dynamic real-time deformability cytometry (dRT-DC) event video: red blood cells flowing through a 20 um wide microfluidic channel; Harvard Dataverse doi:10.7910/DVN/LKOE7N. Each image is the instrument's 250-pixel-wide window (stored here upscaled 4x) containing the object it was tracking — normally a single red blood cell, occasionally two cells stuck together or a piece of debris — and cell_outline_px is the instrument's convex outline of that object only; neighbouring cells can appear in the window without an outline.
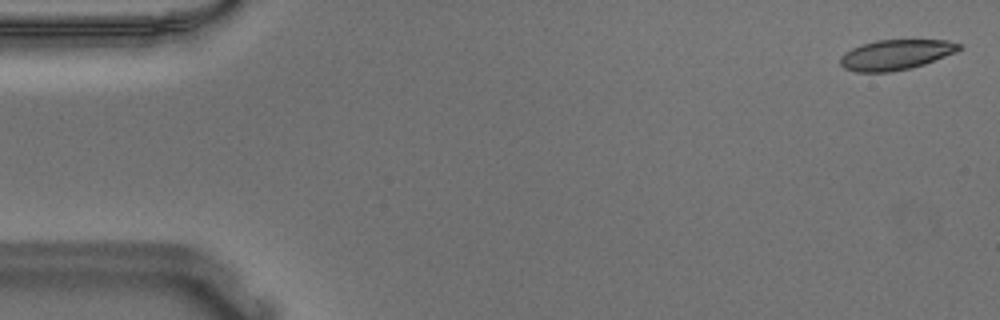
{"species": "Egyptian fruit bat (a non-hibernating species)", "species_latin": "Rousettus aegyptiacus", "temperature_condition": "warm", "stored_images_in_passage": 54, "camera_frame_rate_fps": 3000, "um_per_image_px": 0.085, "animal": {"sex": "male"}, "frame": {"image": 1, "passage_image": 1, "time_ms": 0.0, "image_size_px": [1000, 320], "cell_outline_px": [[964, 48], [956, 52], [924, 64], [912, 68], [892, 72], [856, 72], [844, 68], [840, 64], [840, 56], [844, 52], [860, 44], [876, 40], [948, 40], [960, 44]], "centroid_in_image_um": [76.13, 4.65], "position_along_channel_um": 8.9, "area_um2": 21.1}}
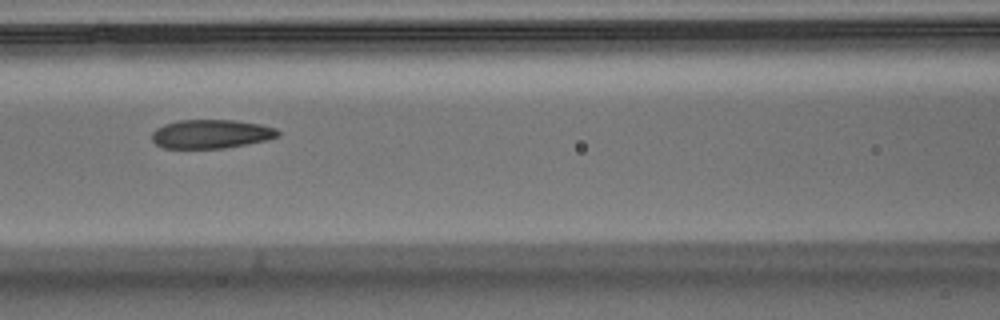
{"frame": {"image": 2, "passage_image": 23, "time_ms": 7.333, "image_size_px": [1000, 320], "cell_outline_px": [[280, 136], [268, 140], [224, 148], [164, 148], [156, 144], [152, 140], [152, 132], [156, 128], [164, 124], [176, 120], [236, 120], [260, 124], [276, 128], [280, 132]], "centroid_in_image_um": [17.95, 11.38], "position_along_channel_um": 148.6, "area_um2": 21.33}}
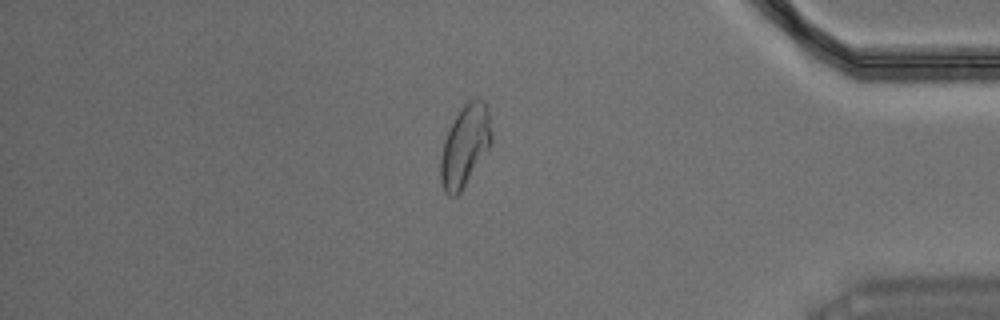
{"frame": {"image": 3, "passage_image": 46, "time_ms": 15.0, "image_size_px": [1000, 320], "cell_outline_px": [[492, 144], [460, 192], [456, 196], [448, 196], [444, 192], [440, 180], [440, 156], [444, 140], [460, 108], [468, 100], [484, 100], [488, 108], [492, 136]], "centroid_in_image_um": [39.52, 12.41], "position_along_channel_um": 395.7, "area_um2": 24.04}, "authors_computed_cell_mechanics": {"area_um2": 22.1085, "velocity_mm_per_s": 3.65, "shape_relaxation_time_tau1_ms": 4.5975, "shape_relaxation_time_tau2_ms": 2.2091, "deformation_change_tau1": 0.1636, "deformation_change_tau2": 0.0923}}